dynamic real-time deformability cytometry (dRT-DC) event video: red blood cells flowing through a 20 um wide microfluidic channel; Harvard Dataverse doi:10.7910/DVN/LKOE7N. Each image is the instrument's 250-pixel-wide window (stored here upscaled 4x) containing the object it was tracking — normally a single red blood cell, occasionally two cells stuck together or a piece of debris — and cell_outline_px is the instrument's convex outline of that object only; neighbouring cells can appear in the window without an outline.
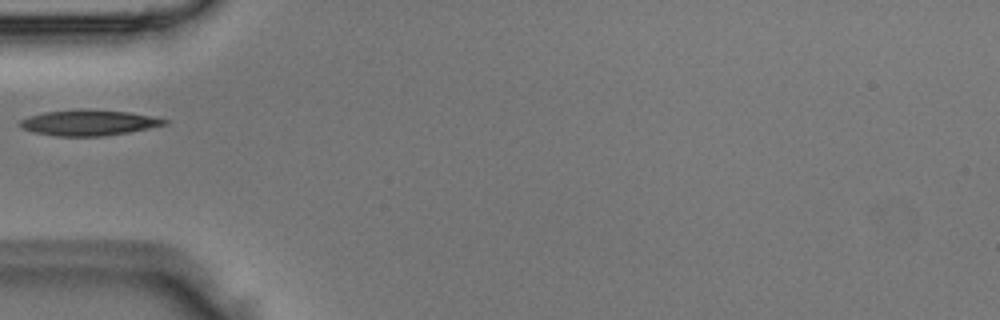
{"species": "Egyptian fruit bat (a non-hibernating species)", "species_latin": "Rousettus aegyptiacus", "temperature_condition": "room temperature", "stored_images_in_passage": 2, "camera_frame_rate_fps": 3000, "um_per_image_px": 0.085, "animal": {"sex": "male"}, "frame": {"image": 1, "passage_image": 2, "time_ms": 0.333, "image_size_px": [1000, 320], "cell_outline_px": [[168, 124], [128, 132], [104, 136], [56, 136], [36, 132], [20, 128], [20, 120], [44, 112], [88, 108], [128, 112], [168, 120]], "centroid_in_image_um": [7.54, 10.42], "position_along_channel_um": 77.5, "area_um2": 21.39}}